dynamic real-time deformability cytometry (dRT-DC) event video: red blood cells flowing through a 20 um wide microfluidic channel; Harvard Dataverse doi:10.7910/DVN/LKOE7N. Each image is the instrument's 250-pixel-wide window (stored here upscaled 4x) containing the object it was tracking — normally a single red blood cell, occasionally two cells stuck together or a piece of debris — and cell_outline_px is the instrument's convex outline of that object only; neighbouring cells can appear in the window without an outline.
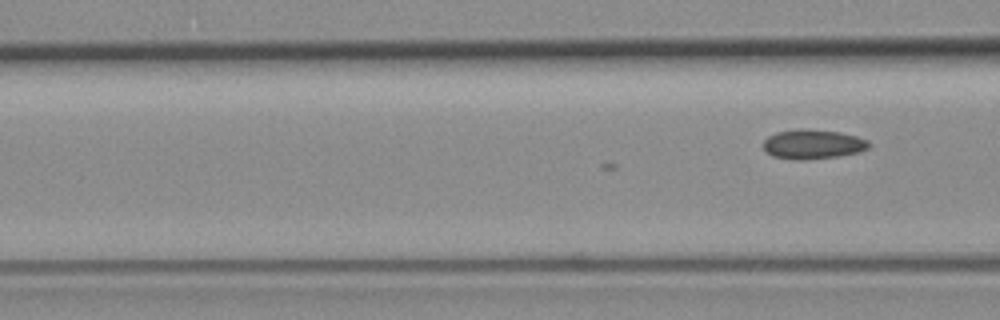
{"species": "common noctule bat (a hibernating species)", "species_latin": "Nyctalus noctula", "temperature_condition": "room temperature", "stored_images_in_passage": 4, "camera_frame_rate_fps": 3000, "um_per_image_px": 0.085, "animal": {"sex": "female", "body_mass_g": 19.3, "forearm_length_mm": 54.1}, "frame": {"image": 1, "passage_image": 4, "time_ms": 1.0, "image_size_px": [1000, 320], "cell_outline_px": [[868, 148], [856, 152], [836, 156], [800, 160], [772, 156], [764, 148], [764, 140], [768, 136], [776, 132], [800, 128], [804, 128], [840, 132], [856, 136], [868, 140]], "centroid_in_image_um": [69.06, 12.24], "position_along_channel_um": 97.5, "area_um2": 17.86}}